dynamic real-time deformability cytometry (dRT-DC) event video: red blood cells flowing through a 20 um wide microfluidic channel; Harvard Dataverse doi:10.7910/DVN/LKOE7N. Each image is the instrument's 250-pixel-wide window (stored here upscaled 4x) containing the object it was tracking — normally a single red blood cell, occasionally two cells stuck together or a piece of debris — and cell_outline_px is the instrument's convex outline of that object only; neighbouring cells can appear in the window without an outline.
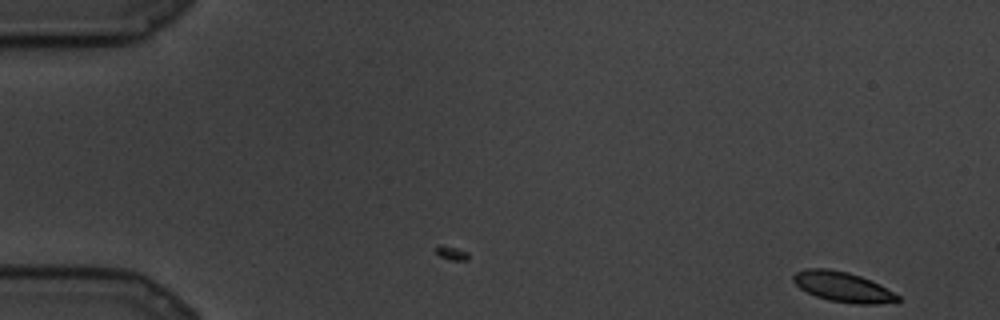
{"species": "common noctule bat (a hibernating species)", "species_latin": "Nyctalus noctula", "temperature_condition": "cold", "stored_images_in_passage": 75, "camera_frame_rate_fps": 3000, "um_per_image_px": 0.085, "animal": {"sex": "male", "body_mass_g": 19.5, "forearm_length_mm": 54.6}, "frame": {"image": 1, "passage_image": 1, "time_ms": 0.0, "image_size_px": [1000, 320], "cell_outline_px": [[900, 300], [896, 304], [856, 304], [828, 300], [816, 296], [800, 288], [792, 280], [792, 276], [796, 272], [804, 268], [828, 268], [848, 272], [860, 276], [880, 284], [900, 296]], "centroid_in_image_um": [71.68, 24.39], "position_along_channel_um": 13.3, "area_um2": 18.55}}
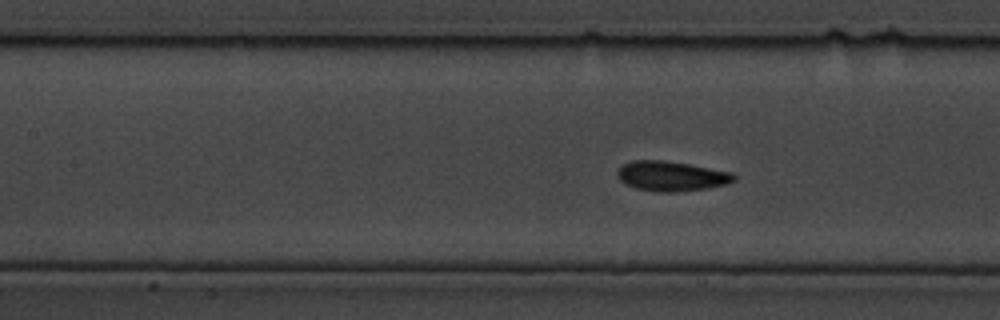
{"frame": {"image": 2, "passage_image": 36, "time_ms": 11.667, "image_size_px": [1000, 320], "cell_outline_px": [[736, 180], [724, 184], [704, 188], [676, 192], [660, 192], [636, 188], [620, 180], [616, 176], [616, 172], [624, 164], [632, 160], [664, 160], [688, 164], [732, 172], [736, 176]], "centroid_in_image_um": [57.05, 14.96], "position_along_channel_um": 150.4, "area_um2": 20.06}}
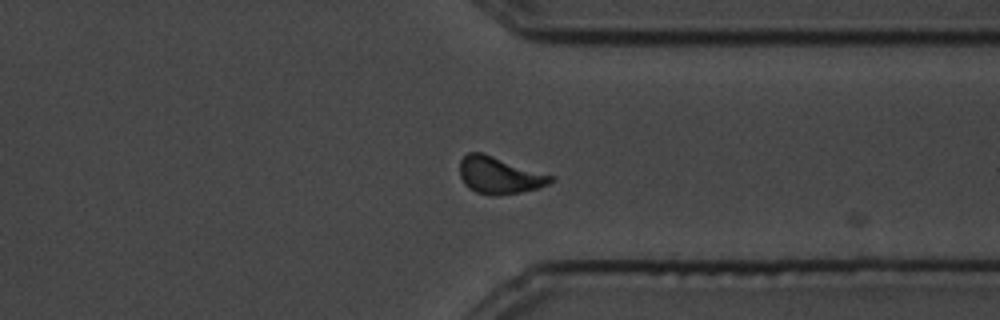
{"frame": {"image": 3, "passage_image": 65, "time_ms": 21.333, "image_size_px": [1000, 320], "cell_outline_px": [[556, 180], [540, 188], [520, 192], [496, 196], [492, 196], [476, 192], [468, 188], [464, 184], [460, 176], [460, 160], [468, 152], [484, 152], [556, 176]], "centroid_in_image_um": [42.48, 14.89], "position_along_channel_um": 368.9, "area_um2": 20.11}}